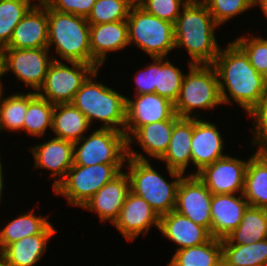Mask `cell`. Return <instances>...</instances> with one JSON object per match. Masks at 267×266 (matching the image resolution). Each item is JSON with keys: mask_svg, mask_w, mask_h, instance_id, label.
Wrapping results in <instances>:
<instances>
[{"mask_svg": "<svg viewBox=\"0 0 267 266\" xmlns=\"http://www.w3.org/2000/svg\"><path fill=\"white\" fill-rule=\"evenodd\" d=\"M211 65L219 77L222 103H231L225 87L231 98L247 112L267 95L266 79L256 71L245 53L234 42H230L225 50L220 48Z\"/></svg>", "mask_w": 267, "mask_h": 266, "instance_id": "obj_1", "label": "cell"}, {"mask_svg": "<svg viewBox=\"0 0 267 266\" xmlns=\"http://www.w3.org/2000/svg\"><path fill=\"white\" fill-rule=\"evenodd\" d=\"M174 23L175 48L184 46L192 64H212L219 53L214 29L219 25L201 0H189Z\"/></svg>", "mask_w": 267, "mask_h": 266, "instance_id": "obj_2", "label": "cell"}, {"mask_svg": "<svg viewBox=\"0 0 267 266\" xmlns=\"http://www.w3.org/2000/svg\"><path fill=\"white\" fill-rule=\"evenodd\" d=\"M127 146V160L129 164L130 192L145 199L151 208L160 216L175 209L177 189L183 173L167 168L172 177V182H167L147 158L136 153Z\"/></svg>", "mask_w": 267, "mask_h": 266, "instance_id": "obj_3", "label": "cell"}, {"mask_svg": "<svg viewBox=\"0 0 267 266\" xmlns=\"http://www.w3.org/2000/svg\"><path fill=\"white\" fill-rule=\"evenodd\" d=\"M90 24L85 17L63 13L48 6V49L68 62L91 64Z\"/></svg>", "mask_w": 267, "mask_h": 266, "instance_id": "obj_4", "label": "cell"}, {"mask_svg": "<svg viewBox=\"0 0 267 266\" xmlns=\"http://www.w3.org/2000/svg\"><path fill=\"white\" fill-rule=\"evenodd\" d=\"M98 69L90 74L71 102L79 109L91 124L93 119L104 124L101 128H110L124 132L126 121V98L101 83H94ZM115 125V126H114ZM118 125L121 127L118 128ZM121 128V129H120Z\"/></svg>", "mask_w": 267, "mask_h": 266, "instance_id": "obj_5", "label": "cell"}, {"mask_svg": "<svg viewBox=\"0 0 267 266\" xmlns=\"http://www.w3.org/2000/svg\"><path fill=\"white\" fill-rule=\"evenodd\" d=\"M222 104L219 79L211 64H192L184 76L174 111L180 118H192L195 108L211 109Z\"/></svg>", "mask_w": 267, "mask_h": 266, "instance_id": "obj_6", "label": "cell"}, {"mask_svg": "<svg viewBox=\"0 0 267 266\" xmlns=\"http://www.w3.org/2000/svg\"><path fill=\"white\" fill-rule=\"evenodd\" d=\"M129 44L134 43L151 58H165L175 48L174 24L145 12L136 3L127 18Z\"/></svg>", "mask_w": 267, "mask_h": 266, "instance_id": "obj_7", "label": "cell"}, {"mask_svg": "<svg viewBox=\"0 0 267 266\" xmlns=\"http://www.w3.org/2000/svg\"><path fill=\"white\" fill-rule=\"evenodd\" d=\"M123 166L124 164H73L54 191L67 198L69 204L83 207L101 187L122 171Z\"/></svg>", "mask_w": 267, "mask_h": 266, "instance_id": "obj_8", "label": "cell"}, {"mask_svg": "<svg viewBox=\"0 0 267 266\" xmlns=\"http://www.w3.org/2000/svg\"><path fill=\"white\" fill-rule=\"evenodd\" d=\"M127 157L125 133L114 129L100 128L92 132L89 137H82L74 143L75 165L125 164Z\"/></svg>", "mask_w": 267, "mask_h": 266, "instance_id": "obj_9", "label": "cell"}, {"mask_svg": "<svg viewBox=\"0 0 267 266\" xmlns=\"http://www.w3.org/2000/svg\"><path fill=\"white\" fill-rule=\"evenodd\" d=\"M70 63L71 67L54 59L48 68L43 85L36 93L53 104L71 103L75 93L89 77L88 75L93 74L97 69L87 63ZM41 90L44 94L40 92Z\"/></svg>", "mask_w": 267, "mask_h": 266, "instance_id": "obj_10", "label": "cell"}, {"mask_svg": "<svg viewBox=\"0 0 267 266\" xmlns=\"http://www.w3.org/2000/svg\"><path fill=\"white\" fill-rule=\"evenodd\" d=\"M212 193L196 175L183 177L177 189L174 211L211 230Z\"/></svg>", "mask_w": 267, "mask_h": 266, "instance_id": "obj_11", "label": "cell"}, {"mask_svg": "<svg viewBox=\"0 0 267 266\" xmlns=\"http://www.w3.org/2000/svg\"><path fill=\"white\" fill-rule=\"evenodd\" d=\"M248 161L224 156L199 172L192 173L212 194L243 193Z\"/></svg>", "mask_w": 267, "mask_h": 266, "instance_id": "obj_12", "label": "cell"}, {"mask_svg": "<svg viewBox=\"0 0 267 266\" xmlns=\"http://www.w3.org/2000/svg\"><path fill=\"white\" fill-rule=\"evenodd\" d=\"M136 100L126 98V121L124 133L127 146L132 143V135L139 127L153 122L169 120L174 114V104L156 93L135 96ZM131 132V134H129Z\"/></svg>", "mask_w": 267, "mask_h": 266, "instance_id": "obj_13", "label": "cell"}, {"mask_svg": "<svg viewBox=\"0 0 267 266\" xmlns=\"http://www.w3.org/2000/svg\"><path fill=\"white\" fill-rule=\"evenodd\" d=\"M48 48L16 49L4 48L7 72L12 70L16 77L37 92L44 83L50 64Z\"/></svg>", "mask_w": 267, "mask_h": 266, "instance_id": "obj_14", "label": "cell"}, {"mask_svg": "<svg viewBox=\"0 0 267 266\" xmlns=\"http://www.w3.org/2000/svg\"><path fill=\"white\" fill-rule=\"evenodd\" d=\"M159 221V215L145 199L129 192L113 224L127 240H133L141 233H147L152 225L159 229Z\"/></svg>", "mask_w": 267, "mask_h": 266, "instance_id": "obj_15", "label": "cell"}, {"mask_svg": "<svg viewBox=\"0 0 267 266\" xmlns=\"http://www.w3.org/2000/svg\"><path fill=\"white\" fill-rule=\"evenodd\" d=\"M243 194H213L211 200L210 235L216 239H225L241 223L242 216L249 206Z\"/></svg>", "mask_w": 267, "mask_h": 266, "instance_id": "obj_16", "label": "cell"}, {"mask_svg": "<svg viewBox=\"0 0 267 266\" xmlns=\"http://www.w3.org/2000/svg\"><path fill=\"white\" fill-rule=\"evenodd\" d=\"M5 48H48V6H32L14 28Z\"/></svg>", "mask_w": 267, "mask_h": 266, "instance_id": "obj_17", "label": "cell"}, {"mask_svg": "<svg viewBox=\"0 0 267 266\" xmlns=\"http://www.w3.org/2000/svg\"><path fill=\"white\" fill-rule=\"evenodd\" d=\"M130 192L127 173L122 171L101 187L82 208L97 212L101 221L110 220L113 224L118 218L125 199Z\"/></svg>", "mask_w": 267, "mask_h": 266, "instance_id": "obj_18", "label": "cell"}, {"mask_svg": "<svg viewBox=\"0 0 267 266\" xmlns=\"http://www.w3.org/2000/svg\"><path fill=\"white\" fill-rule=\"evenodd\" d=\"M193 115V137L191 140L192 163L199 172L203 167L226 156L223 151V139L215 124L198 119Z\"/></svg>", "mask_w": 267, "mask_h": 266, "instance_id": "obj_19", "label": "cell"}, {"mask_svg": "<svg viewBox=\"0 0 267 266\" xmlns=\"http://www.w3.org/2000/svg\"><path fill=\"white\" fill-rule=\"evenodd\" d=\"M91 65L98 69L107 56L129 45L127 20L90 25Z\"/></svg>", "mask_w": 267, "mask_h": 266, "instance_id": "obj_20", "label": "cell"}, {"mask_svg": "<svg viewBox=\"0 0 267 266\" xmlns=\"http://www.w3.org/2000/svg\"><path fill=\"white\" fill-rule=\"evenodd\" d=\"M35 167L46 168L52 172L55 179L53 189L65 178L73 166L74 143L60 138H53L48 142L32 147Z\"/></svg>", "mask_w": 267, "mask_h": 266, "instance_id": "obj_21", "label": "cell"}, {"mask_svg": "<svg viewBox=\"0 0 267 266\" xmlns=\"http://www.w3.org/2000/svg\"><path fill=\"white\" fill-rule=\"evenodd\" d=\"M159 230L165 237L179 245L176 250L204 244L211 238L204 227L174 210L160 216Z\"/></svg>", "mask_w": 267, "mask_h": 266, "instance_id": "obj_22", "label": "cell"}, {"mask_svg": "<svg viewBox=\"0 0 267 266\" xmlns=\"http://www.w3.org/2000/svg\"><path fill=\"white\" fill-rule=\"evenodd\" d=\"M193 137V117L178 118L171 133L169 147L160 159L167 163V168L184 174L191 157V140Z\"/></svg>", "mask_w": 267, "mask_h": 266, "instance_id": "obj_23", "label": "cell"}, {"mask_svg": "<svg viewBox=\"0 0 267 266\" xmlns=\"http://www.w3.org/2000/svg\"><path fill=\"white\" fill-rule=\"evenodd\" d=\"M54 234H36L20 239L2 249V266H33L46 251Z\"/></svg>", "mask_w": 267, "mask_h": 266, "instance_id": "obj_24", "label": "cell"}, {"mask_svg": "<svg viewBox=\"0 0 267 266\" xmlns=\"http://www.w3.org/2000/svg\"><path fill=\"white\" fill-rule=\"evenodd\" d=\"M89 127L87 117L72 103L55 104L51 129L56 134V138L75 143L84 136L83 133Z\"/></svg>", "mask_w": 267, "mask_h": 266, "instance_id": "obj_25", "label": "cell"}, {"mask_svg": "<svg viewBox=\"0 0 267 266\" xmlns=\"http://www.w3.org/2000/svg\"><path fill=\"white\" fill-rule=\"evenodd\" d=\"M264 239H267V209L249 205L239 226L221 244L246 245Z\"/></svg>", "mask_w": 267, "mask_h": 266, "instance_id": "obj_26", "label": "cell"}, {"mask_svg": "<svg viewBox=\"0 0 267 266\" xmlns=\"http://www.w3.org/2000/svg\"><path fill=\"white\" fill-rule=\"evenodd\" d=\"M243 196L250 206L267 209V156L255 153L248 160Z\"/></svg>", "mask_w": 267, "mask_h": 266, "instance_id": "obj_27", "label": "cell"}, {"mask_svg": "<svg viewBox=\"0 0 267 266\" xmlns=\"http://www.w3.org/2000/svg\"><path fill=\"white\" fill-rule=\"evenodd\" d=\"M178 118L175 113L169 120L143 125L133 133L134 138L147 154L160 160L169 147L174 123Z\"/></svg>", "mask_w": 267, "mask_h": 266, "instance_id": "obj_28", "label": "cell"}, {"mask_svg": "<svg viewBox=\"0 0 267 266\" xmlns=\"http://www.w3.org/2000/svg\"><path fill=\"white\" fill-rule=\"evenodd\" d=\"M168 266H223L221 240L211 237L204 244L176 250Z\"/></svg>", "mask_w": 267, "mask_h": 266, "instance_id": "obj_29", "label": "cell"}, {"mask_svg": "<svg viewBox=\"0 0 267 266\" xmlns=\"http://www.w3.org/2000/svg\"><path fill=\"white\" fill-rule=\"evenodd\" d=\"M56 230L46 217L35 216L33 212L15 218L0 232V249L36 234H55Z\"/></svg>", "mask_w": 267, "mask_h": 266, "instance_id": "obj_30", "label": "cell"}, {"mask_svg": "<svg viewBox=\"0 0 267 266\" xmlns=\"http://www.w3.org/2000/svg\"><path fill=\"white\" fill-rule=\"evenodd\" d=\"M221 245L223 266H267V239L246 245Z\"/></svg>", "mask_w": 267, "mask_h": 266, "instance_id": "obj_31", "label": "cell"}, {"mask_svg": "<svg viewBox=\"0 0 267 266\" xmlns=\"http://www.w3.org/2000/svg\"><path fill=\"white\" fill-rule=\"evenodd\" d=\"M54 106L55 104L40 97L36 92H29L22 130H26L32 136L44 135L48 126L52 128Z\"/></svg>", "mask_w": 267, "mask_h": 266, "instance_id": "obj_32", "label": "cell"}, {"mask_svg": "<svg viewBox=\"0 0 267 266\" xmlns=\"http://www.w3.org/2000/svg\"><path fill=\"white\" fill-rule=\"evenodd\" d=\"M163 60V57H156L155 93L174 104L178 99L185 74L170 61Z\"/></svg>", "mask_w": 267, "mask_h": 266, "instance_id": "obj_33", "label": "cell"}, {"mask_svg": "<svg viewBox=\"0 0 267 266\" xmlns=\"http://www.w3.org/2000/svg\"><path fill=\"white\" fill-rule=\"evenodd\" d=\"M32 6L30 0H0V48L9 44L14 28Z\"/></svg>", "mask_w": 267, "mask_h": 266, "instance_id": "obj_34", "label": "cell"}, {"mask_svg": "<svg viewBox=\"0 0 267 266\" xmlns=\"http://www.w3.org/2000/svg\"><path fill=\"white\" fill-rule=\"evenodd\" d=\"M135 0H96L88 17L90 25L127 20Z\"/></svg>", "mask_w": 267, "mask_h": 266, "instance_id": "obj_35", "label": "cell"}, {"mask_svg": "<svg viewBox=\"0 0 267 266\" xmlns=\"http://www.w3.org/2000/svg\"><path fill=\"white\" fill-rule=\"evenodd\" d=\"M28 107V94H13L0 102L1 129L19 131L23 129L24 117Z\"/></svg>", "mask_w": 267, "mask_h": 266, "instance_id": "obj_36", "label": "cell"}, {"mask_svg": "<svg viewBox=\"0 0 267 266\" xmlns=\"http://www.w3.org/2000/svg\"><path fill=\"white\" fill-rule=\"evenodd\" d=\"M234 43L245 53L250 64L264 78L267 77V40L239 37Z\"/></svg>", "mask_w": 267, "mask_h": 266, "instance_id": "obj_37", "label": "cell"}, {"mask_svg": "<svg viewBox=\"0 0 267 266\" xmlns=\"http://www.w3.org/2000/svg\"><path fill=\"white\" fill-rule=\"evenodd\" d=\"M213 16L215 22L220 26L233 16L247 11L255 6V0H202Z\"/></svg>", "mask_w": 267, "mask_h": 266, "instance_id": "obj_38", "label": "cell"}, {"mask_svg": "<svg viewBox=\"0 0 267 266\" xmlns=\"http://www.w3.org/2000/svg\"><path fill=\"white\" fill-rule=\"evenodd\" d=\"M188 1L189 0H135V3L145 12L174 24L180 15L181 6L183 7Z\"/></svg>", "mask_w": 267, "mask_h": 266, "instance_id": "obj_39", "label": "cell"}, {"mask_svg": "<svg viewBox=\"0 0 267 266\" xmlns=\"http://www.w3.org/2000/svg\"><path fill=\"white\" fill-rule=\"evenodd\" d=\"M248 113L255 119L256 123V131H254V138L256 139L252 143L253 145L260 144L258 146L259 149L255 153L267 156V95Z\"/></svg>", "mask_w": 267, "mask_h": 266, "instance_id": "obj_40", "label": "cell"}, {"mask_svg": "<svg viewBox=\"0 0 267 266\" xmlns=\"http://www.w3.org/2000/svg\"><path fill=\"white\" fill-rule=\"evenodd\" d=\"M96 0H54L50 7L56 11L87 18Z\"/></svg>", "mask_w": 267, "mask_h": 266, "instance_id": "obj_41", "label": "cell"}, {"mask_svg": "<svg viewBox=\"0 0 267 266\" xmlns=\"http://www.w3.org/2000/svg\"><path fill=\"white\" fill-rule=\"evenodd\" d=\"M155 62L150 64L145 70L135 76L137 84V95L155 93L156 86V57L152 58Z\"/></svg>", "mask_w": 267, "mask_h": 266, "instance_id": "obj_42", "label": "cell"}, {"mask_svg": "<svg viewBox=\"0 0 267 266\" xmlns=\"http://www.w3.org/2000/svg\"><path fill=\"white\" fill-rule=\"evenodd\" d=\"M7 73L6 69V54L4 51V48H0V79L1 76L5 75ZM1 84V81H0Z\"/></svg>", "mask_w": 267, "mask_h": 266, "instance_id": "obj_43", "label": "cell"}, {"mask_svg": "<svg viewBox=\"0 0 267 266\" xmlns=\"http://www.w3.org/2000/svg\"><path fill=\"white\" fill-rule=\"evenodd\" d=\"M255 5H259L264 15L267 17V0H255Z\"/></svg>", "mask_w": 267, "mask_h": 266, "instance_id": "obj_44", "label": "cell"}, {"mask_svg": "<svg viewBox=\"0 0 267 266\" xmlns=\"http://www.w3.org/2000/svg\"><path fill=\"white\" fill-rule=\"evenodd\" d=\"M54 0H40V4H37L36 6H50L53 3Z\"/></svg>", "mask_w": 267, "mask_h": 266, "instance_id": "obj_45", "label": "cell"}, {"mask_svg": "<svg viewBox=\"0 0 267 266\" xmlns=\"http://www.w3.org/2000/svg\"><path fill=\"white\" fill-rule=\"evenodd\" d=\"M2 165H1V162H0V202H1V193H2V188H3V176H2Z\"/></svg>", "mask_w": 267, "mask_h": 266, "instance_id": "obj_46", "label": "cell"}, {"mask_svg": "<svg viewBox=\"0 0 267 266\" xmlns=\"http://www.w3.org/2000/svg\"><path fill=\"white\" fill-rule=\"evenodd\" d=\"M2 87H3V85L0 84V102H1L2 99H3L2 96H1V95L3 94V93H2V92H3V90H2L3 88H2Z\"/></svg>", "mask_w": 267, "mask_h": 266, "instance_id": "obj_47", "label": "cell"}, {"mask_svg": "<svg viewBox=\"0 0 267 266\" xmlns=\"http://www.w3.org/2000/svg\"><path fill=\"white\" fill-rule=\"evenodd\" d=\"M2 250L0 249V266H2Z\"/></svg>", "mask_w": 267, "mask_h": 266, "instance_id": "obj_48", "label": "cell"}]
</instances>
